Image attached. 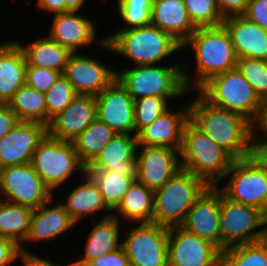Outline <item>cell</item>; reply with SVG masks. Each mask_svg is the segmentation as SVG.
<instances>
[{
    "label": "cell",
    "mask_w": 267,
    "mask_h": 266,
    "mask_svg": "<svg viewBox=\"0 0 267 266\" xmlns=\"http://www.w3.org/2000/svg\"><path fill=\"white\" fill-rule=\"evenodd\" d=\"M189 120L235 160L255 154V126L244 116L213 106L198 94L189 104Z\"/></svg>",
    "instance_id": "1"
},
{
    "label": "cell",
    "mask_w": 267,
    "mask_h": 266,
    "mask_svg": "<svg viewBox=\"0 0 267 266\" xmlns=\"http://www.w3.org/2000/svg\"><path fill=\"white\" fill-rule=\"evenodd\" d=\"M184 47H192L196 58L193 81L186 71L187 65L182 64L183 80L188 90L191 87L198 90L209 79L236 68L237 56L232 39L223 24L196 28L182 44V48Z\"/></svg>",
    "instance_id": "2"
},
{
    "label": "cell",
    "mask_w": 267,
    "mask_h": 266,
    "mask_svg": "<svg viewBox=\"0 0 267 266\" xmlns=\"http://www.w3.org/2000/svg\"><path fill=\"white\" fill-rule=\"evenodd\" d=\"M97 46L131 60L134 66L155 65L177 52L182 45L159 27L147 26L117 30L99 39Z\"/></svg>",
    "instance_id": "3"
},
{
    "label": "cell",
    "mask_w": 267,
    "mask_h": 266,
    "mask_svg": "<svg viewBox=\"0 0 267 266\" xmlns=\"http://www.w3.org/2000/svg\"><path fill=\"white\" fill-rule=\"evenodd\" d=\"M179 155L181 169L200 177L209 186H217L235 160L190 120L184 127Z\"/></svg>",
    "instance_id": "4"
},
{
    "label": "cell",
    "mask_w": 267,
    "mask_h": 266,
    "mask_svg": "<svg viewBox=\"0 0 267 266\" xmlns=\"http://www.w3.org/2000/svg\"><path fill=\"white\" fill-rule=\"evenodd\" d=\"M197 93L213 106L244 116L254 126L261 117L263 101L236 68L209 79Z\"/></svg>",
    "instance_id": "5"
},
{
    "label": "cell",
    "mask_w": 267,
    "mask_h": 266,
    "mask_svg": "<svg viewBox=\"0 0 267 266\" xmlns=\"http://www.w3.org/2000/svg\"><path fill=\"white\" fill-rule=\"evenodd\" d=\"M208 187L203 179L181 169L154 190L153 223L168 228L180 226L188 211Z\"/></svg>",
    "instance_id": "6"
},
{
    "label": "cell",
    "mask_w": 267,
    "mask_h": 266,
    "mask_svg": "<svg viewBox=\"0 0 267 266\" xmlns=\"http://www.w3.org/2000/svg\"><path fill=\"white\" fill-rule=\"evenodd\" d=\"M180 63L133 66L116 71V79L134 100L151 96L172 100L188 92Z\"/></svg>",
    "instance_id": "7"
},
{
    "label": "cell",
    "mask_w": 267,
    "mask_h": 266,
    "mask_svg": "<svg viewBox=\"0 0 267 266\" xmlns=\"http://www.w3.org/2000/svg\"><path fill=\"white\" fill-rule=\"evenodd\" d=\"M31 165L53 193L64 185L76 170L82 174L87 171L73 142L55 139L48 133L39 142Z\"/></svg>",
    "instance_id": "8"
},
{
    "label": "cell",
    "mask_w": 267,
    "mask_h": 266,
    "mask_svg": "<svg viewBox=\"0 0 267 266\" xmlns=\"http://www.w3.org/2000/svg\"><path fill=\"white\" fill-rule=\"evenodd\" d=\"M229 174L226 185L218 187L221 193L232 201L263 211L267 204V166L260 158L254 154L234 160L224 178Z\"/></svg>",
    "instance_id": "9"
},
{
    "label": "cell",
    "mask_w": 267,
    "mask_h": 266,
    "mask_svg": "<svg viewBox=\"0 0 267 266\" xmlns=\"http://www.w3.org/2000/svg\"><path fill=\"white\" fill-rule=\"evenodd\" d=\"M219 223L222 252L228 247L255 243L265 239L266 224L263 211L254 206L232 201L222 193Z\"/></svg>",
    "instance_id": "10"
},
{
    "label": "cell",
    "mask_w": 267,
    "mask_h": 266,
    "mask_svg": "<svg viewBox=\"0 0 267 266\" xmlns=\"http://www.w3.org/2000/svg\"><path fill=\"white\" fill-rule=\"evenodd\" d=\"M0 193V199L32 209L47 203L54 195L31 163L0 168Z\"/></svg>",
    "instance_id": "11"
},
{
    "label": "cell",
    "mask_w": 267,
    "mask_h": 266,
    "mask_svg": "<svg viewBox=\"0 0 267 266\" xmlns=\"http://www.w3.org/2000/svg\"><path fill=\"white\" fill-rule=\"evenodd\" d=\"M121 240L130 266H168V227L138 223Z\"/></svg>",
    "instance_id": "12"
},
{
    "label": "cell",
    "mask_w": 267,
    "mask_h": 266,
    "mask_svg": "<svg viewBox=\"0 0 267 266\" xmlns=\"http://www.w3.org/2000/svg\"><path fill=\"white\" fill-rule=\"evenodd\" d=\"M221 256L214 244L181 226L168 228V266H210Z\"/></svg>",
    "instance_id": "13"
},
{
    "label": "cell",
    "mask_w": 267,
    "mask_h": 266,
    "mask_svg": "<svg viewBox=\"0 0 267 266\" xmlns=\"http://www.w3.org/2000/svg\"><path fill=\"white\" fill-rule=\"evenodd\" d=\"M220 213L221 191L218 186H209L188 211L180 226L211 242L222 252Z\"/></svg>",
    "instance_id": "14"
},
{
    "label": "cell",
    "mask_w": 267,
    "mask_h": 266,
    "mask_svg": "<svg viewBox=\"0 0 267 266\" xmlns=\"http://www.w3.org/2000/svg\"><path fill=\"white\" fill-rule=\"evenodd\" d=\"M136 166V180L156 190L181 170L179 151L169 147L137 146Z\"/></svg>",
    "instance_id": "15"
},
{
    "label": "cell",
    "mask_w": 267,
    "mask_h": 266,
    "mask_svg": "<svg viewBox=\"0 0 267 266\" xmlns=\"http://www.w3.org/2000/svg\"><path fill=\"white\" fill-rule=\"evenodd\" d=\"M63 75L77 95L97 96L116 79V70L96 58L76 52L70 55Z\"/></svg>",
    "instance_id": "16"
},
{
    "label": "cell",
    "mask_w": 267,
    "mask_h": 266,
    "mask_svg": "<svg viewBox=\"0 0 267 266\" xmlns=\"http://www.w3.org/2000/svg\"><path fill=\"white\" fill-rule=\"evenodd\" d=\"M97 99V118L116 133L135 135L134 99L117 79Z\"/></svg>",
    "instance_id": "17"
},
{
    "label": "cell",
    "mask_w": 267,
    "mask_h": 266,
    "mask_svg": "<svg viewBox=\"0 0 267 266\" xmlns=\"http://www.w3.org/2000/svg\"><path fill=\"white\" fill-rule=\"evenodd\" d=\"M47 126L28 121L18 124L0 140V168L31 163Z\"/></svg>",
    "instance_id": "18"
},
{
    "label": "cell",
    "mask_w": 267,
    "mask_h": 266,
    "mask_svg": "<svg viewBox=\"0 0 267 266\" xmlns=\"http://www.w3.org/2000/svg\"><path fill=\"white\" fill-rule=\"evenodd\" d=\"M97 116L96 96L77 95L65 110L51 120L47 132L55 139L73 142Z\"/></svg>",
    "instance_id": "19"
},
{
    "label": "cell",
    "mask_w": 267,
    "mask_h": 266,
    "mask_svg": "<svg viewBox=\"0 0 267 266\" xmlns=\"http://www.w3.org/2000/svg\"><path fill=\"white\" fill-rule=\"evenodd\" d=\"M176 112L170 108L137 134L138 146L169 147L180 151L183 131L189 121V103Z\"/></svg>",
    "instance_id": "20"
},
{
    "label": "cell",
    "mask_w": 267,
    "mask_h": 266,
    "mask_svg": "<svg viewBox=\"0 0 267 266\" xmlns=\"http://www.w3.org/2000/svg\"><path fill=\"white\" fill-rule=\"evenodd\" d=\"M137 146L136 135L117 133L87 170H111L123 176L136 178Z\"/></svg>",
    "instance_id": "21"
},
{
    "label": "cell",
    "mask_w": 267,
    "mask_h": 266,
    "mask_svg": "<svg viewBox=\"0 0 267 266\" xmlns=\"http://www.w3.org/2000/svg\"><path fill=\"white\" fill-rule=\"evenodd\" d=\"M49 37L68 48L72 53L78 52L82 47H87L96 39L94 22L78 11L54 14ZM81 47V48H80Z\"/></svg>",
    "instance_id": "22"
},
{
    "label": "cell",
    "mask_w": 267,
    "mask_h": 266,
    "mask_svg": "<svg viewBox=\"0 0 267 266\" xmlns=\"http://www.w3.org/2000/svg\"><path fill=\"white\" fill-rule=\"evenodd\" d=\"M237 58L267 60V31L243 15L224 18Z\"/></svg>",
    "instance_id": "23"
},
{
    "label": "cell",
    "mask_w": 267,
    "mask_h": 266,
    "mask_svg": "<svg viewBox=\"0 0 267 266\" xmlns=\"http://www.w3.org/2000/svg\"><path fill=\"white\" fill-rule=\"evenodd\" d=\"M151 24L170 34L181 45L196 29L183 0H152Z\"/></svg>",
    "instance_id": "24"
},
{
    "label": "cell",
    "mask_w": 267,
    "mask_h": 266,
    "mask_svg": "<svg viewBox=\"0 0 267 266\" xmlns=\"http://www.w3.org/2000/svg\"><path fill=\"white\" fill-rule=\"evenodd\" d=\"M53 199L33 209L27 242L55 239L76 225L60 201L49 207Z\"/></svg>",
    "instance_id": "25"
},
{
    "label": "cell",
    "mask_w": 267,
    "mask_h": 266,
    "mask_svg": "<svg viewBox=\"0 0 267 266\" xmlns=\"http://www.w3.org/2000/svg\"><path fill=\"white\" fill-rule=\"evenodd\" d=\"M26 68L24 53L15 41L0 44V103L7 104L26 84Z\"/></svg>",
    "instance_id": "26"
},
{
    "label": "cell",
    "mask_w": 267,
    "mask_h": 266,
    "mask_svg": "<svg viewBox=\"0 0 267 266\" xmlns=\"http://www.w3.org/2000/svg\"><path fill=\"white\" fill-rule=\"evenodd\" d=\"M92 229L87 234L84 252L72 265L86 266L90 261L111 253L121 247L120 221L114 216H103L92 222Z\"/></svg>",
    "instance_id": "27"
},
{
    "label": "cell",
    "mask_w": 267,
    "mask_h": 266,
    "mask_svg": "<svg viewBox=\"0 0 267 266\" xmlns=\"http://www.w3.org/2000/svg\"><path fill=\"white\" fill-rule=\"evenodd\" d=\"M83 184L75 187L65 198V202L60 203L75 223L87 216L95 219V213L107 210L106 218L112 216V212L105 205L99 186L93 177L86 171L83 174ZM109 212V213H108Z\"/></svg>",
    "instance_id": "28"
},
{
    "label": "cell",
    "mask_w": 267,
    "mask_h": 266,
    "mask_svg": "<svg viewBox=\"0 0 267 266\" xmlns=\"http://www.w3.org/2000/svg\"><path fill=\"white\" fill-rule=\"evenodd\" d=\"M22 49L26 63L29 66L48 68L64 73L72 52L52 40L48 35L29 42L26 46L15 41Z\"/></svg>",
    "instance_id": "29"
},
{
    "label": "cell",
    "mask_w": 267,
    "mask_h": 266,
    "mask_svg": "<svg viewBox=\"0 0 267 266\" xmlns=\"http://www.w3.org/2000/svg\"><path fill=\"white\" fill-rule=\"evenodd\" d=\"M114 212H116V214ZM153 213L154 190L134 180L118 207L113 211L112 216L119 221L120 217H123L124 220L128 219L137 224L152 223Z\"/></svg>",
    "instance_id": "30"
},
{
    "label": "cell",
    "mask_w": 267,
    "mask_h": 266,
    "mask_svg": "<svg viewBox=\"0 0 267 266\" xmlns=\"http://www.w3.org/2000/svg\"><path fill=\"white\" fill-rule=\"evenodd\" d=\"M32 213L33 209L28 206L0 199V237L9 238L19 245L23 256L35 255L21 246L29 235Z\"/></svg>",
    "instance_id": "31"
},
{
    "label": "cell",
    "mask_w": 267,
    "mask_h": 266,
    "mask_svg": "<svg viewBox=\"0 0 267 266\" xmlns=\"http://www.w3.org/2000/svg\"><path fill=\"white\" fill-rule=\"evenodd\" d=\"M116 134L97 118L73 141L80 161L88 167Z\"/></svg>",
    "instance_id": "32"
},
{
    "label": "cell",
    "mask_w": 267,
    "mask_h": 266,
    "mask_svg": "<svg viewBox=\"0 0 267 266\" xmlns=\"http://www.w3.org/2000/svg\"><path fill=\"white\" fill-rule=\"evenodd\" d=\"M7 105L20 121L37 122L47 126L45 95L27 84L13 95Z\"/></svg>",
    "instance_id": "33"
},
{
    "label": "cell",
    "mask_w": 267,
    "mask_h": 266,
    "mask_svg": "<svg viewBox=\"0 0 267 266\" xmlns=\"http://www.w3.org/2000/svg\"><path fill=\"white\" fill-rule=\"evenodd\" d=\"M87 172L97 182L102 199L110 212L118 207L130 185L136 180L111 170H87Z\"/></svg>",
    "instance_id": "34"
},
{
    "label": "cell",
    "mask_w": 267,
    "mask_h": 266,
    "mask_svg": "<svg viewBox=\"0 0 267 266\" xmlns=\"http://www.w3.org/2000/svg\"><path fill=\"white\" fill-rule=\"evenodd\" d=\"M222 256L229 266H267V242L262 240L228 247Z\"/></svg>",
    "instance_id": "35"
},
{
    "label": "cell",
    "mask_w": 267,
    "mask_h": 266,
    "mask_svg": "<svg viewBox=\"0 0 267 266\" xmlns=\"http://www.w3.org/2000/svg\"><path fill=\"white\" fill-rule=\"evenodd\" d=\"M188 15L196 28L223 24L224 16L216 0H183Z\"/></svg>",
    "instance_id": "36"
},
{
    "label": "cell",
    "mask_w": 267,
    "mask_h": 266,
    "mask_svg": "<svg viewBox=\"0 0 267 266\" xmlns=\"http://www.w3.org/2000/svg\"><path fill=\"white\" fill-rule=\"evenodd\" d=\"M151 7L152 0H117L119 18L125 22L119 30L151 24Z\"/></svg>",
    "instance_id": "37"
},
{
    "label": "cell",
    "mask_w": 267,
    "mask_h": 266,
    "mask_svg": "<svg viewBox=\"0 0 267 266\" xmlns=\"http://www.w3.org/2000/svg\"><path fill=\"white\" fill-rule=\"evenodd\" d=\"M44 95L48 127L51 120L69 106L71 101L77 96V93L67 78L62 74Z\"/></svg>",
    "instance_id": "38"
},
{
    "label": "cell",
    "mask_w": 267,
    "mask_h": 266,
    "mask_svg": "<svg viewBox=\"0 0 267 266\" xmlns=\"http://www.w3.org/2000/svg\"><path fill=\"white\" fill-rule=\"evenodd\" d=\"M236 69L253 87L259 98L267 99V60L237 58Z\"/></svg>",
    "instance_id": "39"
},
{
    "label": "cell",
    "mask_w": 267,
    "mask_h": 266,
    "mask_svg": "<svg viewBox=\"0 0 267 266\" xmlns=\"http://www.w3.org/2000/svg\"><path fill=\"white\" fill-rule=\"evenodd\" d=\"M169 109L168 99L156 96L134 100L135 135Z\"/></svg>",
    "instance_id": "40"
},
{
    "label": "cell",
    "mask_w": 267,
    "mask_h": 266,
    "mask_svg": "<svg viewBox=\"0 0 267 266\" xmlns=\"http://www.w3.org/2000/svg\"><path fill=\"white\" fill-rule=\"evenodd\" d=\"M62 72L27 65L26 84L40 93H46L59 79Z\"/></svg>",
    "instance_id": "41"
},
{
    "label": "cell",
    "mask_w": 267,
    "mask_h": 266,
    "mask_svg": "<svg viewBox=\"0 0 267 266\" xmlns=\"http://www.w3.org/2000/svg\"><path fill=\"white\" fill-rule=\"evenodd\" d=\"M242 15L267 31V0H250Z\"/></svg>",
    "instance_id": "42"
},
{
    "label": "cell",
    "mask_w": 267,
    "mask_h": 266,
    "mask_svg": "<svg viewBox=\"0 0 267 266\" xmlns=\"http://www.w3.org/2000/svg\"><path fill=\"white\" fill-rule=\"evenodd\" d=\"M21 247L6 237H0V266H8L11 263L22 260Z\"/></svg>",
    "instance_id": "43"
},
{
    "label": "cell",
    "mask_w": 267,
    "mask_h": 266,
    "mask_svg": "<svg viewBox=\"0 0 267 266\" xmlns=\"http://www.w3.org/2000/svg\"><path fill=\"white\" fill-rule=\"evenodd\" d=\"M86 266H130L124 248L117 250L90 261Z\"/></svg>",
    "instance_id": "44"
},
{
    "label": "cell",
    "mask_w": 267,
    "mask_h": 266,
    "mask_svg": "<svg viewBox=\"0 0 267 266\" xmlns=\"http://www.w3.org/2000/svg\"><path fill=\"white\" fill-rule=\"evenodd\" d=\"M19 118L7 105L0 103V140L19 122Z\"/></svg>",
    "instance_id": "45"
},
{
    "label": "cell",
    "mask_w": 267,
    "mask_h": 266,
    "mask_svg": "<svg viewBox=\"0 0 267 266\" xmlns=\"http://www.w3.org/2000/svg\"><path fill=\"white\" fill-rule=\"evenodd\" d=\"M220 12L225 17L232 15H242L250 0H216Z\"/></svg>",
    "instance_id": "46"
},
{
    "label": "cell",
    "mask_w": 267,
    "mask_h": 266,
    "mask_svg": "<svg viewBox=\"0 0 267 266\" xmlns=\"http://www.w3.org/2000/svg\"><path fill=\"white\" fill-rule=\"evenodd\" d=\"M39 10L51 12L53 15L65 13V0H36Z\"/></svg>",
    "instance_id": "47"
},
{
    "label": "cell",
    "mask_w": 267,
    "mask_h": 266,
    "mask_svg": "<svg viewBox=\"0 0 267 266\" xmlns=\"http://www.w3.org/2000/svg\"><path fill=\"white\" fill-rule=\"evenodd\" d=\"M255 141H267V99L263 101L261 117L255 126Z\"/></svg>",
    "instance_id": "48"
},
{
    "label": "cell",
    "mask_w": 267,
    "mask_h": 266,
    "mask_svg": "<svg viewBox=\"0 0 267 266\" xmlns=\"http://www.w3.org/2000/svg\"><path fill=\"white\" fill-rule=\"evenodd\" d=\"M40 255H26L23 256L21 262L24 266H60L56 265L47 258L39 257ZM67 266H72V263H69Z\"/></svg>",
    "instance_id": "49"
},
{
    "label": "cell",
    "mask_w": 267,
    "mask_h": 266,
    "mask_svg": "<svg viewBox=\"0 0 267 266\" xmlns=\"http://www.w3.org/2000/svg\"><path fill=\"white\" fill-rule=\"evenodd\" d=\"M255 154L267 166V141H255Z\"/></svg>",
    "instance_id": "50"
},
{
    "label": "cell",
    "mask_w": 267,
    "mask_h": 266,
    "mask_svg": "<svg viewBox=\"0 0 267 266\" xmlns=\"http://www.w3.org/2000/svg\"><path fill=\"white\" fill-rule=\"evenodd\" d=\"M86 0H65V13L69 11H80Z\"/></svg>",
    "instance_id": "51"
},
{
    "label": "cell",
    "mask_w": 267,
    "mask_h": 266,
    "mask_svg": "<svg viewBox=\"0 0 267 266\" xmlns=\"http://www.w3.org/2000/svg\"><path fill=\"white\" fill-rule=\"evenodd\" d=\"M210 266H229V264L226 262V260L223 258V256H221L219 259H217Z\"/></svg>",
    "instance_id": "52"
},
{
    "label": "cell",
    "mask_w": 267,
    "mask_h": 266,
    "mask_svg": "<svg viewBox=\"0 0 267 266\" xmlns=\"http://www.w3.org/2000/svg\"><path fill=\"white\" fill-rule=\"evenodd\" d=\"M263 217H264L265 224H267V204L263 210Z\"/></svg>",
    "instance_id": "53"
},
{
    "label": "cell",
    "mask_w": 267,
    "mask_h": 266,
    "mask_svg": "<svg viewBox=\"0 0 267 266\" xmlns=\"http://www.w3.org/2000/svg\"><path fill=\"white\" fill-rule=\"evenodd\" d=\"M266 230H265V241L267 242V224H266V228H265Z\"/></svg>",
    "instance_id": "54"
}]
</instances>
